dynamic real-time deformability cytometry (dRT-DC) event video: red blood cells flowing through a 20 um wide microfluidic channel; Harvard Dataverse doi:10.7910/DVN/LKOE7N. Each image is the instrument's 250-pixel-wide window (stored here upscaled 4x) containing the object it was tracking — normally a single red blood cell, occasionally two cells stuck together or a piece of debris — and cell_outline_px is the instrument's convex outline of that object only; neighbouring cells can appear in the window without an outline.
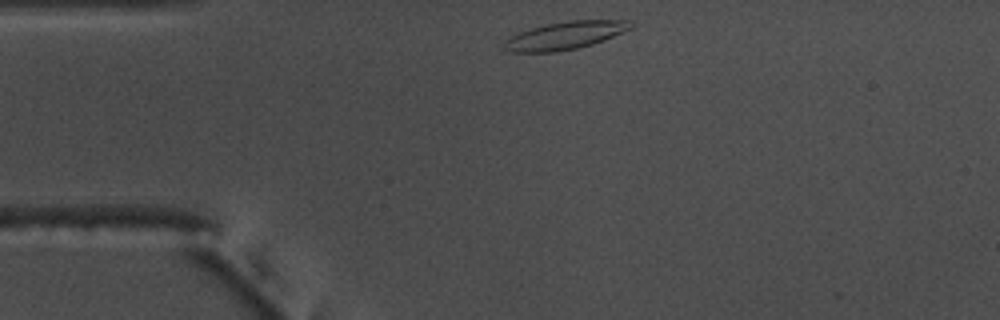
{"species": "common noctule bat (a hibernating species)", "species_latin": "Nyctalus noctula", "temperature_condition": "warm", "stored_images_in_passage": 23, "camera_frame_rate_fps": 3000, "um_per_image_px": 0.085, "animal": {"sex": "male", "body_mass_g": 17.5, "forearm_length_mm": 52.3}, "frame": {"image": 1, "passage_image": 1, "time_ms": 0.0, "image_size_px": [1000, 320], "cell_outline_px": [[632, 28], [604, 40], [592, 44], [576, 48], [552, 52], [508, 52], [504, 48], [504, 40], [508, 36], [532, 28], [548, 24], [568, 20], [632, 20]], "centroid_in_image_um": [48.02, 3.01], "position_along_channel_um": 37.0, "area_um2": 20.4}}
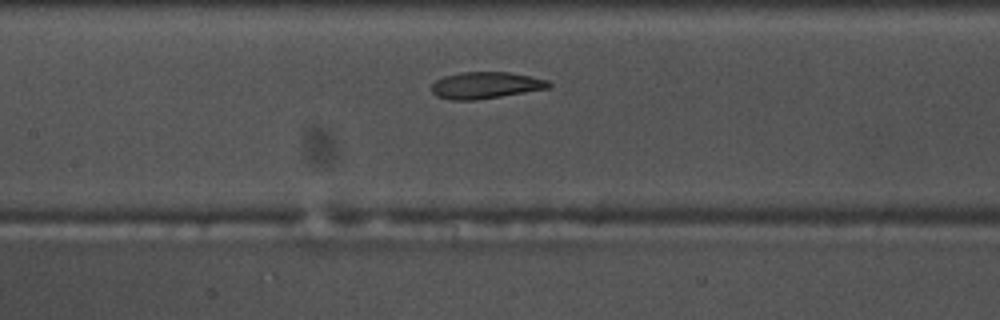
{"frame": {"image": 2, "passage_image": 14, "time_ms": 4.333, "image_size_px": [1000, 320], "cell_outline_px": [[552, 88], [476, 100], [452, 100], [436, 96], [432, 92], [432, 84], [436, 80], [444, 76], [460, 72], [508, 72], [532, 76], [548, 80], [552, 84]], "centroid_in_image_um": [41.31, 7.25], "position_along_channel_um": 166.1, "area_um2": 18.38}}
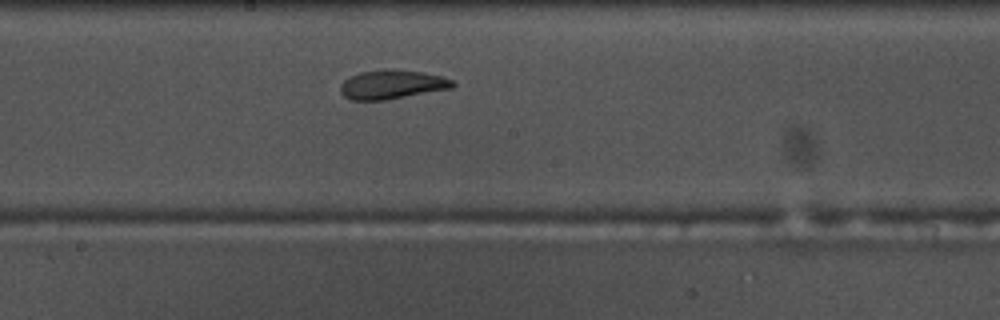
{"frame": {"image": 3, "passage_image": 18, "time_ms": 5.667, "image_size_px": [1000, 320], "cell_outline_px": [[456, 84], [452, 88], [384, 100], [352, 100], [344, 96], [340, 92], [340, 84], [344, 80], [360, 72], [424, 72], [440, 76], [452, 80]], "centroid_in_image_um": [33.31, 7.23], "position_along_channel_um": 214.9, "area_um2": 18.03}}